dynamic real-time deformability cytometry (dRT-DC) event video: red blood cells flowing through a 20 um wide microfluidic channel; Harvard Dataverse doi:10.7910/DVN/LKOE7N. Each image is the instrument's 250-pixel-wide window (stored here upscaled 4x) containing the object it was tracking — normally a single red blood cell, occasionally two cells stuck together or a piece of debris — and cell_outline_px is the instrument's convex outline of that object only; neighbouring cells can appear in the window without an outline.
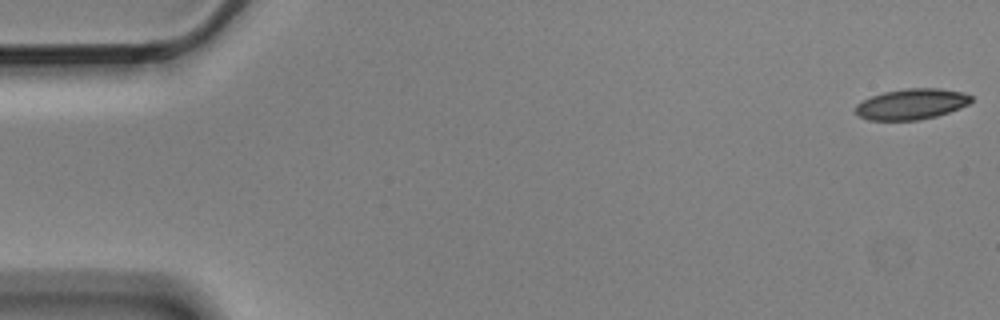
{"species": "Egyptian fruit bat (a non-hibernating species)", "species_latin": "Rousettus aegyptiacus", "temperature_condition": "cold", "stored_images_in_passage": 15, "camera_frame_rate_fps": 3000, "um_per_image_px": 0.085, "animal": {"sex": "male"}, "frame": {"image": 1, "passage_image": 1, "time_ms": 0.0, "image_size_px": [1000, 320], "cell_outline_px": [[972, 100], [968, 104], [960, 108], [936, 116], [916, 120], [868, 120], [860, 116], [856, 112], [856, 104], [872, 96], [884, 92], [904, 88], [940, 88], [964, 92], [972, 96]], "centroid_in_image_um": [77.5, 8.84], "position_along_channel_um": 7.5, "area_um2": 20.63}}
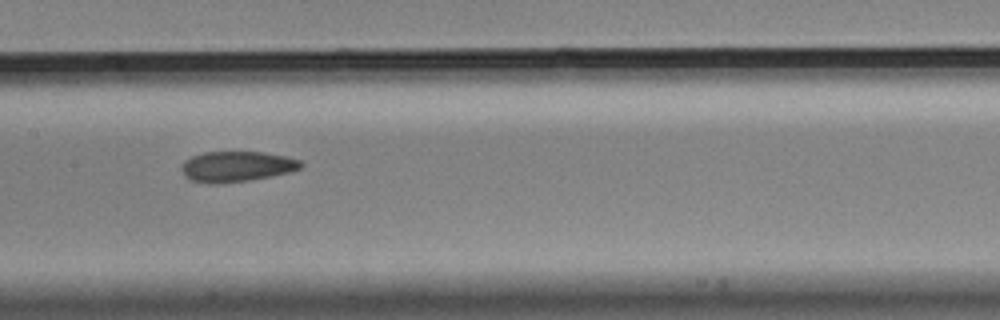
{"frame": {"image": 2, "passage_image": 8, "time_ms": 2.333, "image_size_px": [1000, 320], "cell_outline_px": [[304, 164], [300, 168], [292, 172], [272, 176], [248, 180], [220, 184], [208, 184], [192, 180], [184, 176], [184, 160], [192, 156], [204, 152], [264, 152], [284, 156], [300, 160]], "centroid_in_image_um": [20.15, 14.16], "position_along_channel_um": 187.2, "area_um2": 21.15}}
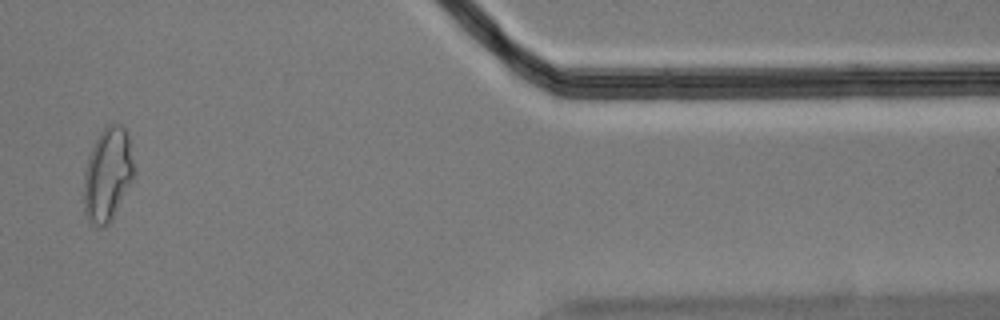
{"frame": {"image": 3, "passage_image": 14, "time_ms": 4.333, "image_size_px": [1000, 320], "cell_outline_px": [[136, 172], [132, 180], [108, 224], [104, 228], [100, 228], [92, 224], [88, 220], [84, 212], [84, 172], [88, 156], [100, 132], [112, 120], [120, 124], [128, 132]], "centroid_in_image_um": [9.15, 14.79], "position_along_channel_um": 402.2, "area_um2": 27.57}}